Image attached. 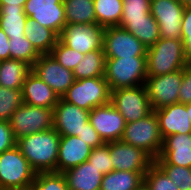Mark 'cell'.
Returning a JSON list of instances; mask_svg holds the SVG:
<instances>
[{
  "label": "cell",
  "mask_w": 191,
  "mask_h": 190,
  "mask_svg": "<svg viewBox=\"0 0 191 190\" xmlns=\"http://www.w3.org/2000/svg\"><path fill=\"white\" fill-rule=\"evenodd\" d=\"M60 138L51 128L17 139L16 146L36 173L56 172Z\"/></svg>",
  "instance_id": "6da1fadb"
},
{
  "label": "cell",
  "mask_w": 191,
  "mask_h": 190,
  "mask_svg": "<svg viewBox=\"0 0 191 190\" xmlns=\"http://www.w3.org/2000/svg\"><path fill=\"white\" fill-rule=\"evenodd\" d=\"M147 76H159L184 69L187 61L181 39L160 38L147 48Z\"/></svg>",
  "instance_id": "7a4b0ae2"
},
{
  "label": "cell",
  "mask_w": 191,
  "mask_h": 190,
  "mask_svg": "<svg viewBox=\"0 0 191 190\" xmlns=\"http://www.w3.org/2000/svg\"><path fill=\"white\" fill-rule=\"evenodd\" d=\"M104 77L110 91L144 85L147 78L146 57L106 58Z\"/></svg>",
  "instance_id": "3957f363"
},
{
  "label": "cell",
  "mask_w": 191,
  "mask_h": 190,
  "mask_svg": "<svg viewBox=\"0 0 191 190\" xmlns=\"http://www.w3.org/2000/svg\"><path fill=\"white\" fill-rule=\"evenodd\" d=\"M36 174L17 146L0 154V190H28Z\"/></svg>",
  "instance_id": "277c9868"
},
{
  "label": "cell",
  "mask_w": 191,
  "mask_h": 190,
  "mask_svg": "<svg viewBox=\"0 0 191 190\" xmlns=\"http://www.w3.org/2000/svg\"><path fill=\"white\" fill-rule=\"evenodd\" d=\"M121 141L147 152L154 160L163 146L158 118L154 111L140 120L126 123Z\"/></svg>",
  "instance_id": "5b68a950"
},
{
  "label": "cell",
  "mask_w": 191,
  "mask_h": 190,
  "mask_svg": "<svg viewBox=\"0 0 191 190\" xmlns=\"http://www.w3.org/2000/svg\"><path fill=\"white\" fill-rule=\"evenodd\" d=\"M111 91L105 77L75 80L61 97L63 100L91 111L110 103Z\"/></svg>",
  "instance_id": "8992f818"
},
{
  "label": "cell",
  "mask_w": 191,
  "mask_h": 190,
  "mask_svg": "<svg viewBox=\"0 0 191 190\" xmlns=\"http://www.w3.org/2000/svg\"><path fill=\"white\" fill-rule=\"evenodd\" d=\"M110 103L124 117L126 123L140 120L153 111L145 85L111 91Z\"/></svg>",
  "instance_id": "52a82bcc"
},
{
  "label": "cell",
  "mask_w": 191,
  "mask_h": 190,
  "mask_svg": "<svg viewBox=\"0 0 191 190\" xmlns=\"http://www.w3.org/2000/svg\"><path fill=\"white\" fill-rule=\"evenodd\" d=\"M53 109L23 103L9 120L15 139L53 128Z\"/></svg>",
  "instance_id": "ba28073f"
},
{
  "label": "cell",
  "mask_w": 191,
  "mask_h": 190,
  "mask_svg": "<svg viewBox=\"0 0 191 190\" xmlns=\"http://www.w3.org/2000/svg\"><path fill=\"white\" fill-rule=\"evenodd\" d=\"M183 80V69L159 76H147L145 88L152 110L179 102V88Z\"/></svg>",
  "instance_id": "9c48e42d"
},
{
  "label": "cell",
  "mask_w": 191,
  "mask_h": 190,
  "mask_svg": "<svg viewBox=\"0 0 191 190\" xmlns=\"http://www.w3.org/2000/svg\"><path fill=\"white\" fill-rule=\"evenodd\" d=\"M103 51L106 58L146 57L147 47L126 29L110 26L104 31Z\"/></svg>",
  "instance_id": "30bf717a"
},
{
  "label": "cell",
  "mask_w": 191,
  "mask_h": 190,
  "mask_svg": "<svg viewBox=\"0 0 191 190\" xmlns=\"http://www.w3.org/2000/svg\"><path fill=\"white\" fill-rule=\"evenodd\" d=\"M105 27L96 23L66 24L59 39L68 47L87 54L103 48Z\"/></svg>",
  "instance_id": "8fae6325"
},
{
  "label": "cell",
  "mask_w": 191,
  "mask_h": 190,
  "mask_svg": "<svg viewBox=\"0 0 191 190\" xmlns=\"http://www.w3.org/2000/svg\"><path fill=\"white\" fill-rule=\"evenodd\" d=\"M185 6L179 0H152L150 13L159 26L160 38L181 39Z\"/></svg>",
  "instance_id": "7c38bea8"
},
{
  "label": "cell",
  "mask_w": 191,
  "mask_h": 190,
  "mask_svg": "<svg viewBox=\"0 0 191 190\" xmlns=\"http://www.w3.org/2000/svg\"><path fill=\"white\" fill-rule=\"evenodd\" d=\"M23 9L29 19L53 30L58 36L66 26L63 0H27Z\"/></svg>",
  "instance_id": "4fadbf2b"
},
{
  "label": "cell",
  "mask_w": 191,
  "mask_h": 190,
  "mask_svg": "<svg viewBox=\"0 0 191 190\" xmlns=\"http://www.w3.org/2000/svg\"><path fill=\"white\" fill-rule=\"evenodd\" d=\"M32 72L59 97H62L75 81L73 71L62 66L51 54H41L32 66Z\"/></svg>",
  "instance_id": "5bb4252c"
},
{
  "label": "cell",
  "mask_w": 191,
  "mask_h": 190,
  "mask_svg": "<svg viewBox=\"0 0 191 190\" xmlns=\"http://www.w3.org/2000/svg\"><path fill=\"white\" fill-rule=\"evenodd\" d=\"M110 158L114 170L147 172L154 159L143 149L121 140L109 142Z\"/></svg>",
  "instance_id": "9a60e30c"
},
{
  "label": "cell",
  "mask_w": 191,
  "mask_h": 190,
  "mask_svg": "<svg viewBox=\"0 0 191 190\" xmlns=\"http://www.w3.org/2000/svg\"><path fill=\"white\" fill-rule=\"evenodd\" d=\"M90 111L71 104L61 97L53 109V129L60 136H78L89 121Z\"/></svg>",
  "instance_id": "2e32d148"
},
{
  "label": "cell",
  "mask_w": 191,
  "mask_h": 190,
  "mask_svg": "<svg viewBox=\"0 0 191 190\" xmlns=\"http://www.w3.org/2000/svg\"><path fill=\"white\" fill-rule=\"evenodd\" d=\"M89 121L105 143L121 140L126 122L111 103L92 109Z\"/></svg>",
  "instance_id": "e0dca14e"
},
{
  "label": "cell",
  "mask_w": 191,
  "mask_h": 190,
  "mask_svg": "<svg viewBox=\"0 0 191 190\" xmlns=\"http://www.w3.org/2000/svg\"><path fill=\"white\" fill-rule=\"evenodd\" d=\"M154 162L191 168V133L165 137L159 157Z\"/></svg>",
  "instance_id": "ac0fdd59"
},
{
  "label": "cell",
  "mask_w": 191,
  "mask_h": 190,
  "mask_svg": "<svg viewBox=\"0 0 191 190\" xmlns=\"http://www.w3.org/2000/svg\"><path fill=\"white\" fill-rule=\"evenodd\" d=\"M92 147L78 136H61L56 172L63 173L88 160Z\"/></svg>",
  "instance_id": "d6986e66"
},
{
  "label": "cell",
  "mask_w": 191,
  "mask_h": 190,
  "mask_svg": "<svg viewBox=\"0 0 191 190\" xmlns=\"http://www.w3.org/2000/svg\"><path fill=\"white\" fill-rule=\"evenodd\" d=\"M162 138L174 134L191 133V123L186 104L174 103L161 109L154 110Z\"/></svg>",
  "instance_id": "ffe728a7"
},
{
  "label": "cell",
  "mask_w": 191,
  "mask_h": 190,
  "mask_svg": "<svg viewBox=\"0 0 191 190\" xmlns=\"http://www.w3.org/2000/svg\"><path fill=\"white\" fill-rule=\"evenodd\" d=\"M23 102L43 108H54L59 95L32 71L27 75L22 87Z\"/></svg>",
  "instance_id": "44dd1931"
},
{
  "label": "cell",
  "mask_w": 191,
  "mask_h": 190,
  "mask_svg": "<svg viewBox=\"0 0 191 190\" xmlns=\"http://www.w3.org/2000/svg\"><path fill=\"white\" fill-rule=\"evenodd\" d=\"M62 174L69 190H100L103 174L88 160Z\"/></svg>",
  "instance_id": "7402d4cb"
},
{
  "label": "cell",
  "mask_w": 191,
  "mask_h": 190,
  "mask_svg": "<svg viewBox=\"0 0 191 190\" xmlns=\"http://www.w3.org/2000/svg\"><path fill=\"white\" fill-rule=\"evenodd\" d=\"M120 27L132 33L147 48L153 46L160 39L159 26L152 15L145 19L120 20Z\"/></svg>",
  "instance_id": "603a6c76"
},
{
  "label": "cell",
  "mask_w": 191,
  "mask_h": 190,
  "mask_svg": "<svg viewBox=\"0 0 191 190\" xmlns=\"http://www.w3.org/2000/svg\"><path fill=\"white\" fill-rule=\"evenodd\" d=\"M24 36L40 54H50L59 39L53 30L29 18L24 27Z\"/></svg>",
  "instance_id": "cb8c5ba5"
},
{
  "label": "cell",
  "mask_w": 191,
  "mask_h": 190,
  "mask_svg": "<svg viewBox=\"0 0 191 190\" xmlns=\"http://www.w3.org/2000/svg\"><path fill=\"white\" fill-rule=\"evenodd\" d=\"M32 67L24 61L7 59L0 61V86L22 89L24 80Z\"/></svg>",
  "instance_id": "d4e9b609"
},
{
  "label": "cell",
  "mask_w": 191,
  "mask_h": 190,
  "mask_svg": "<svg viewBox=\"0 0 191 190\" xmlns=\"http://www.w3.org/2000/svg\"><path fill=\"white\" fill-rule=\"evenodd\" d=\"M146 172L113 170L103 175L100 190H135L143 181Z\"/></svg>",
  "instance_id": "484cf974"
},
{
  "label": "cell",
  "mask_w": 191,
  "mask_h": 190,
  "mask_svg": "<svg viewBox=\"0 0 191 190\" xmlns=\"http://www.w3.org/2000/svg\"><path fill=\"white\" fill-rule=\"evenodd\" d=\"M106 56L103 48L84 54L73 70L75 80L102 77L105 75Z\"/></svg>",
  "instance_id": "4316f807"
},
{
  "label": "cell",
  "mask_w": 191,
  "mask_h": 190,
  "mask_svg": "<svg viewBox=\"0 0 191 190\" xmlns=\"http://www.w3.org/2000/svg\"><path fill=\"white\" fill-rule=\"evenodd\" d=\"M66 24L96 23L93 0H63Z\"/></svg>",
  "instance_id": "83f0119b"
},
{
  "label": "cell",
  "mask_w": 191,
  "mask_h": 190,
  "mask_svg": "<svg viewBox=\"0 0 191 190\" xmlns=\"http://www.w3.org/2000/svg\"><path fill=\"white\" fill-rule=\"evenodd\" d=\"M96 24L103 27L119 26L123 13L122 0H93Z\"/></svg>",
  "instance_id": "f1b7e54d"
},
{
  "label": "cell",
  "mask_w": 191,
  "mask_h": 190,
  "mask_svg": "<svg viewBox=\"0 0 191 190\" xmlns=\"http://www.w3.org/2000/svg\"><path fill=\"white\" fill-rule=\"evenodd\" d=\"M28 20L23 8H0V28L8 38L24 37V27Z\"/></svg>",
  "instance_id": "f546056e"
},
{
  "label": "cell",
  "mask_w": 191,
  "mask_h": 190,
  "mask_svg": "<svg viewBox=\"0 0 191 190\" xmlns=\"http://www.w3.org/2000/svg\"><path fill=\"white\" fill-rule=\"evenodd\" d=\"M9 51L10 59L24 61L31 67L41 55L25 36L11 37L9 39Z\"/></svg>",
  "instance_id": "4dcf8cb0"
},
{
  "label": "cell",
  "mask_w": 191,
  "mask_h": 190,
  "mask_svg": "<svg viewBox=\"0 0 191 190\" xmlns=\"http://www.w3.org/2000/svg\"><path fill=\"white\" fill-rule=\"evenodd\" d=\"M22 89H10L0 86V121H8L23 104Z\"/></svg>",
  "instance_id": "1f68e13d"
},
{
  "label": "cell",
  "mask_w": 191,
  "mask_h": 190,
  "mask_svg": "<svg viewBox=\"0 0 191 190\" xmlns=\"http://www.w3.org/2000/svg\"><path fill=\"white\" fill-rule=\"evenodd\" d=\"M28 190H69L62 173H37Z\"/></svg>",
  "instance_id": "d6a6232c"
},
{
  "label": "cell",
  "mask_w": 191,
  "mask_h": 190,
  "mask_svg": "<svg viewBox=\"0 0 191 190\" xmlns=\"http://www.w3.org/2000/svg\"><path fill=\"white\" fill-rule=\"evenodd\" d=\"M144 182L150 190H179L178 186L155 162L144 175Z\"/></svg>",
  "instance_id": "836d02e7"
},
{
  "label": "cell",
  "mask_w": 191,
  "mask_h": 190,
  "mask_svg": "<svg viewBox=\"0 0 191 190\" xmlns=\"http://www.w3.org/2000/svg\"><path fill=\"white\" fill-rule=\"evenodd\" d=\"M62 66L73 71L84 54L66 46L60 39L50 53Z\"/></svg>",
  "instance_id": "e575fe53"
},
{
  "label": "cell",
  "mask_w": 191,
  "mask_h": 190,
  "mask_svg": "<svg viewBox=\"0 0 191 190\" xmlns=\"http://www.w3.org/2000/svg\"><path fill=\"white\" fill-rule=\"evenodd\" d=\"M123 13L121 20L145 19L151 15V0H122Z\"/></svg>",
  "instance_id": "d590c367"
},
{
  "label": "cell",
  "mask_w": 191,
  "mask_h": 190,
  "mask_svg": "<svg viewBox=\"0 0 191 190\" xmlns=\"http://www.w3.org/2000/svg\"><path fill=\"white\" fill-rule=\"evenodd\" d=\"M178 186L179 190H191V168L173 164H157Z\"/></svg>",
  "instance_id": "8d00e7d4"
},
{
  "label": "cell",
  "mask_w": 191,
  "mask_h": 190,
  "mask_svg": "<svg viewBox=\"0 0 191 190\" xmlns=\"http://www.w3.org/2000/svg\"><path fill=\"white\" fill-rule=\"evenodd\" d=\"M88 161L93 164L103 175L113 171V164L110 158L109 142L102 146L93 148Z\"/></svg>",
  "instance_id": "74e56055"
},
{
  "label": "cell",
  "mask_w": 191,
  "mask_h": 190,
  "mask_svg": "<svg viewBox=\"0 0 191 190\" xmlns=\"http://www.w3.org/2000/svg\"><path fill=\"white\" fill-rule=\"evenodd\" d=\"M17 140L8 121H0V154L16 146Z\"/></svg>",
  "instance_id": "f35d334b"
},
{
  "label": "cell",
  "mask_w": 191,
  "mask_h": 190,
  "mask_svg": "<svg viewBox=\"0 0 191 190\" xmlns=\"http://www.w3.org/2000/svg\"><path fill=\"white\" fill-rule=\"evenodd\" d=\"M179 103L191 102V65L187 64L183 69V80L179 88Z\"/></svg>",
  "instance_id": "ab89813d"
},
{
  "label": "cell",
  "mask_w": 191,
  "mask_h": 190,
  "mask_svg": "<svg viewBox=\"0 0 191 190\" xmlns=\"http://www.w3.org/2000/svg\"><path fill=\"white\" fill-rule=\"evenodd\" d=\"M78 137L92 148L102 146L105 143L93 128L90 121L85 123L84 129L80 134H78Z\"/></svg>",
  "instance_id": "60d3db41"
},
{
  "label": "cell",
  "mask_w": 191,
  "mask_h": 190,
  "mask_svg": "<svg viewBox=\"0 0 191 190\" xmlns=\"http://www.w3.org/2000/svg\"><path fill=\"white\" fill-rule=\"evenodd\" d=\"M181 40H191V5L184 8L181 22Z\"/></svg>",
  "instance_id": "b9f144b4"
},
{
  "label": "cell",
  "mask_w": 191,
  "mask_h": 190,
  "mask_svg": "<svg viewBox=\"0 0 191 190\" xmlns=\"http://www.w3.org/2000/svg\"><path fill=\"white\" fill-rule=\"evenodd\" d=\"M10 59L9 38L0 28V61Z\"/></svg>",
  "instance_id": "7bdbcfd3"
},
{
  "label": "cell",
  "mask_w": 191,
  "mask_h": 190,
  "mask_svg": "<svg viewBox=\"0 0 191 190\" xmlns=\"http://www.w3.org/2000/svg\"><path fill=\"white\" fill-rule=\"evenodd\" d=\"M27 0H0V8H24Z\"/></svg>",
  "instance_id": "ee69618b"
},
{
  "label": "cell",
  "mask_w": 191,
  "mask_h": 190,
  "mask_svg": "<svg viewBox=\"0 0 191 190\" xmlns=\"http://www.w3.org/2000/svg\"><path fill=\"white\" fill-rule=\"evenodd\" d=\"M187 64L191 65V40H182Z\"/></svg>",
  "instance_id": "f6af8a7d"
},
{
  "label": "cell",
  "mask_w": 191,
  "mask_h": 190,
  "mask_svg": "<svg viewBox=\"0 0 191 190\" xmlns=\"http://www.w3.org/2000/svg\"><path fill=\"white\" fill-rule=\"evenodd\" d=\"M135 190H150L146 183L143 181Z\"/></svg>",
  "instance_id": "bcb514c9"
},
{
  "label": "cell",
  "mask_w": 191,
  "mask_h": 190,
  "mask_svg": "<svg viewBox=\"0 0 191 190\" xmlns=\"http://www.w3.org/2000/svg\"><path fill=\"white\" fill-rule=\"evenodd\" d=\"M186 108H187L188 116L191 123V102L186 104Z\"/></svg>",
  "instance_id": "7dc6e473"
},
{
  "label": "cell",
  "mask_w": 191,
  "mask_h": 190,
  "mask_svg": "<svg viewBox=\"0 0 191 190\" xmlns=\"http://www.w3.org/2000/svg\"><path fill=\"white\" fill-rule=\"evenodd\" d=\"M184 6L191 5V0H179Z\"/></svg>",
  "instance_id": "c3c4849f"
}]
</instances>
